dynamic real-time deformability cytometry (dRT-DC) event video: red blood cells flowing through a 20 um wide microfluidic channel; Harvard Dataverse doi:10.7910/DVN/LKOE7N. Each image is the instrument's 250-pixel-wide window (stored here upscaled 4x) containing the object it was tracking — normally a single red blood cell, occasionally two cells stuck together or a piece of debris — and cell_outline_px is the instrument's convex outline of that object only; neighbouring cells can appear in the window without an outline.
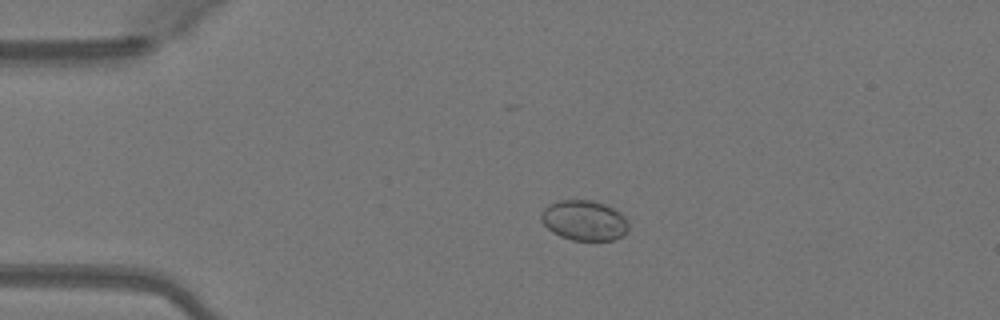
{"species": "Egyptian fruit bat (a non-hibernating species)", "species_latin": "Rousettus aegyptiacus", "temperature_condition": "warm", "stored_images_in_passage": 50, "camera_frame_rate_fps": 3000, "um_per_image_px": 0.085, "animal": {"sex": "female"}, "frame": {"image": 1, "passage_image": 11, "time_ms": 3.333, "image_size_px": [1000, 320], "cell_outline_px": [[628, 228], [620, 236], [612, 240], [572, 240], [560, 236], [552, 232], [540, 220], [540, 212], [548, 204], [560, 200], [592, 200], [604, 204], [612, 208], [624, 216], [628, 220]], "centroid_in_image_um": [49.61, 18.72], "position_along_channel_um": 35.4, "area_um2": 20.4}}
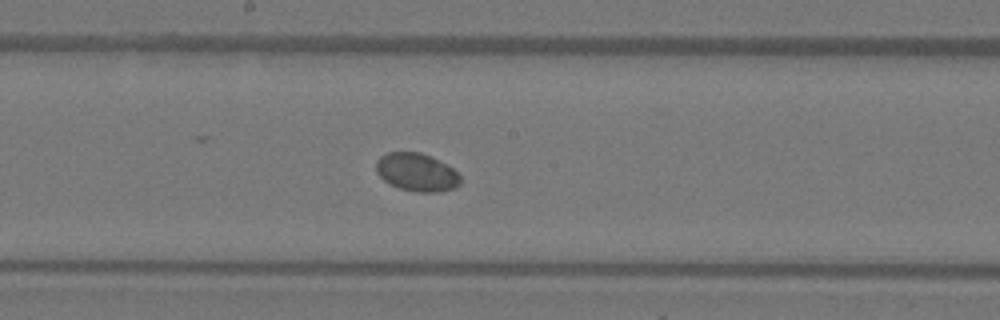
{"frame": {"image": 2, "passage_image": 27, "time_ms": 8.667, "image_size_px": [1000, 320], "cell_outline_px": [[460, 184], [456, 188], [436, 192], [416, 192], [400, 188], [384, 180], [376, 172], [376, 160], [380, 156], [388, 152], [420, 152], [432, 156], [448, 164], [460, 176]], "centroid_in_image_um": [35.43, 14.63], "position_along_channel_um": 212.8, "area_um2": 18.79}}
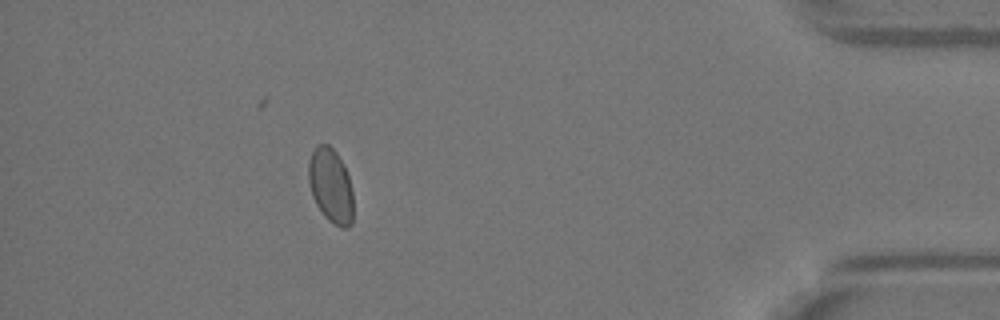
{"frame": {"image": 3, "passage_image": 45, "time_ms": 14.667, "image_size_px": [1000, 320], "cell_outline_px": [[352, 224], [348, 228], [340, 228], [328, 220], [324, 216], [316, 204], [312, 196], [308, 180], [308, 160], [316, 144], [328, 144], [336, 152], [344, 164], [348, 176], [352, 192]], "centroid_in_image_um": [28.1, 15.78], "position_along_channel_um": 407.1, "area_um2": 19.59}}